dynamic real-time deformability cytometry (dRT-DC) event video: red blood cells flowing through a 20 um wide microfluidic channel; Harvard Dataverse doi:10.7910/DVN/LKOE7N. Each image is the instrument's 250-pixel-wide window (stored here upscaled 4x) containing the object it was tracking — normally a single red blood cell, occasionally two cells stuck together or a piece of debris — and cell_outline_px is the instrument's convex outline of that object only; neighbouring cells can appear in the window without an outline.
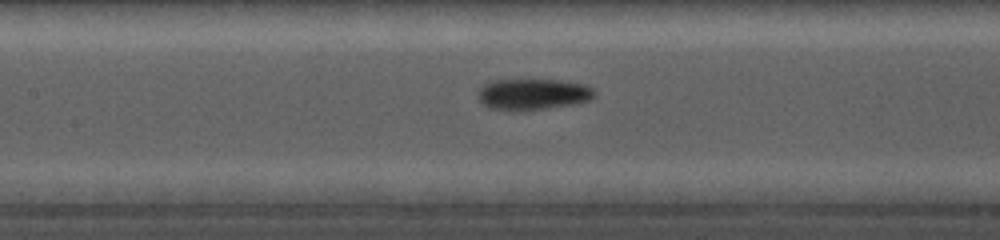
{"species": "common noctule bat (a hibernating species)", "species_latin": "Nyctalus noctula", "temperature_condition": "cold", "stored_images_in_passage": 9, "camera_frame_rate_fps": 5000, "um_per_image_px": 0.085, "animal": {"sex": "female", "body_mass_g": 19.0, "forearm_length_mm": 56.7}, "frame": {"image": 1, "passage_image": 6, "time_ms": 3.4, "image_size_px": [1000, 240], "cell_outline_px": [[596, 96], [592, 100], [576, 104], [544, 108], [488, 108], [480, 100], [480, 88], [484, 84], [496, 80], [560, 80], [588, 84], [596, 92]], "centroid_in_image_um": [45.43, 7.97], "position_along_channel_um": 162.0, "area_um2": 20.58}}
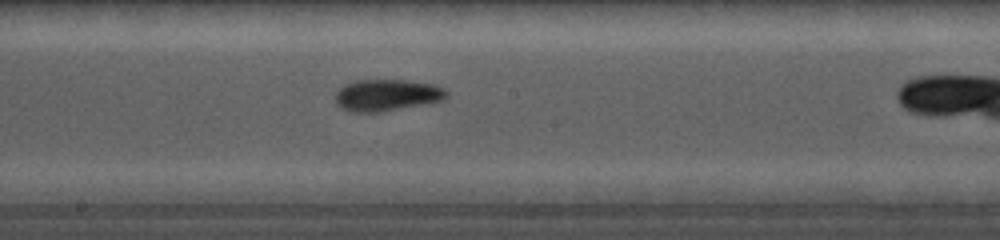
{"frame": {"image": 2, "passage_image": 8, "time_ms": 4.8, "image_size_px": [1000, 240], "cell_outline_px": [[448, 96], [444, 100], [424, 104], [380, 112], [348, 112], [340, 108], [336, 104], [336, 92], [344, 84], [356, 80], [404, 80], [432, 84], [444, 88], [448, 92]], "centroid_in_image_um": [32.86, 8.09], "position_along_channel_um": 215.3, "area_um2": 20.63}}